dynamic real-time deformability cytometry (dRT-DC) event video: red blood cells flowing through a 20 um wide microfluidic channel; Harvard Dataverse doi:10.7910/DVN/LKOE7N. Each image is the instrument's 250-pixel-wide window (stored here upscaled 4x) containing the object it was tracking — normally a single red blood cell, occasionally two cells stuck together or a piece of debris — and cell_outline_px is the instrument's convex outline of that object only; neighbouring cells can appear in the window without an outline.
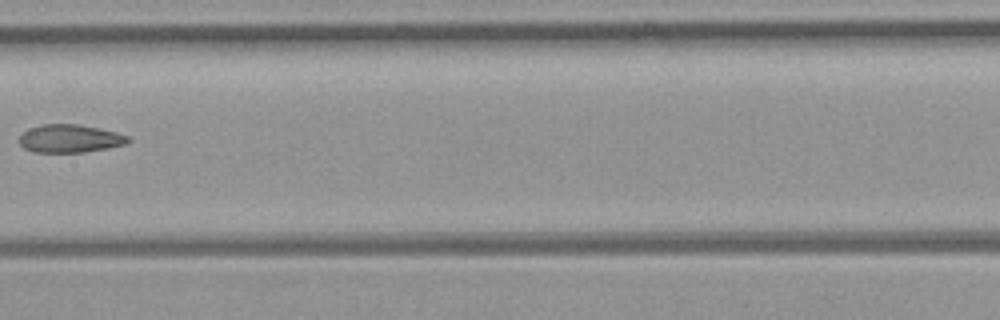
{"species": "common noctule bat (a hibernating species)", "species_latin": "Nyctalus noctula", "temperature_condition": "room temperature", "stored_images_in_passage": 7, "camera_frame_rate_fps": 3000, "um_per_image_px": 0.085, "animal": {"sex": "female", "body_mass_g": 21.9}, "frame": {"image": 1, "passage_image": 6, "time_ms": 6.0, "image_size_px": [1000, 320], "cell_outline_px": [[132, 140], [124, 144], [108, 148], [84, 152], [32, 152], [24, 148], [16, 140], [28, 128], [40, 124], [76, 124], [100, 128], [116, 132], [128, 136]], "centroid_in_image_um": [5.91, 11.77], "position_along_channel_um": 201.5, "area_um2": 17.92}}
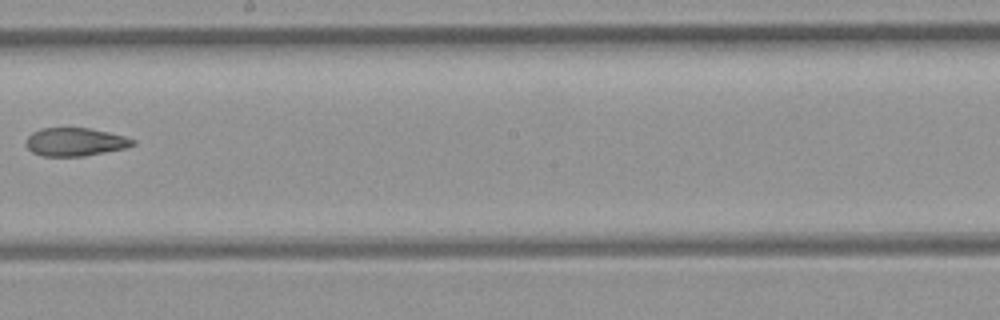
{"frame": {"image": 2, "passage_image": 7, "time_ms": 7.0, "image_size_px": [1000, 320], "cell_outline_px": [[136, 144], [128, 148], [84, 156], [44, 156], [32, 152], [24, 144], [24, 140], [32, 132], [40, 128], [88, 128], [108, 132], [124, 136], [136, 140]], "centroid_in_image_um": [6.39, 12.06], "position_along_channel_um": 241.8, "area_um2": 17.74}}